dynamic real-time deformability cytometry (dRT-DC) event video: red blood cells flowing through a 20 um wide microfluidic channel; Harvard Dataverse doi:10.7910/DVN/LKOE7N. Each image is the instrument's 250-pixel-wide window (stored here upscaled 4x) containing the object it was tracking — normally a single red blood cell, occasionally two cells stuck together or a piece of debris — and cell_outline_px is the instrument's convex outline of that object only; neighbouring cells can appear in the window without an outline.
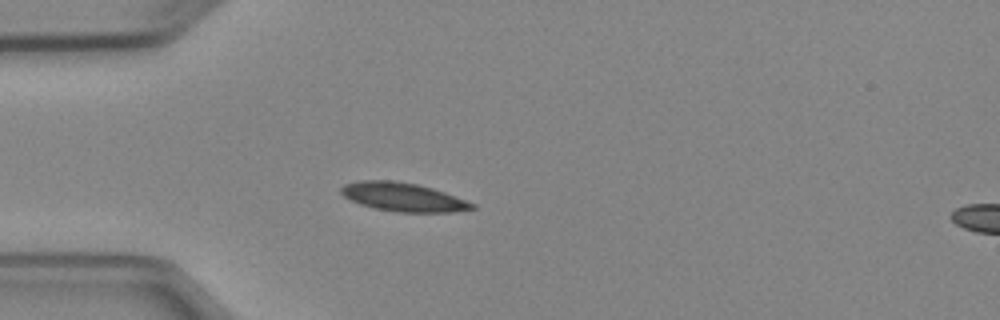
{"species": "Egyptian fruit bat (a non-hibernating species)", "species_latin": "Rousettus aegyptiacus", "temperature_condition": "cold", "stored_images_in_passage": 4, "segment_of_instrument_passage": [1, 2], "camera_frame_rate_fps": 3000, "um_per_image_px": 0.085, "animal": {"sex": "female"}, "frame": {"image": 1, "passage_image": 3, "time_ms": 2.333, "image_size_px": [1000, 320], "cell_outline_px": [[476, 208], [452, 212], [396, 212], [376, 208], [360, 204], [344, 196], [340, 192], [340, 188], [344, 184], [360, 180], [392, 180], [416, 184], [432, 188], [444, 192], [476, 204]], "centroid_in_image_um": [34.26, 16.74], "position_along_channel_um": 50.7, "area_um2": 21.73}}